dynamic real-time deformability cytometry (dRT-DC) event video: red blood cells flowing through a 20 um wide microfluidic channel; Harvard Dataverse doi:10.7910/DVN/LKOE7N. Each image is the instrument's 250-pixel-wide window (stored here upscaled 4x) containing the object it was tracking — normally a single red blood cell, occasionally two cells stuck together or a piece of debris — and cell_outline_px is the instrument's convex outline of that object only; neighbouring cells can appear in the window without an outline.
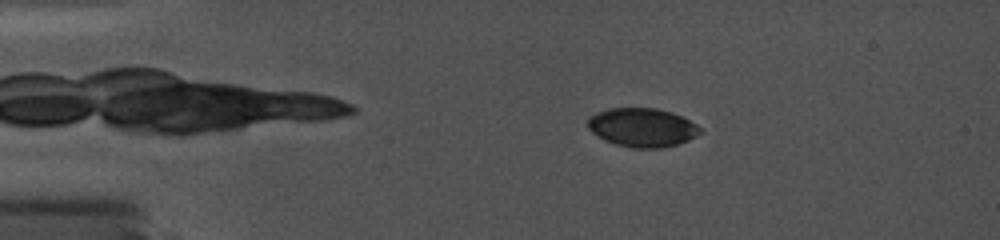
{"species": "common noctule bat (a hibernating species)", "species_latin": "Nyctalus noctula", "temperature_condition": "cold", "stored_images_in_passage": 38, "camera_frame_rate_fps": 5000, "um_per_image_px": 0.085, "animal": {"sex": "female", "body_mass_g": 19.0, "forearm_length_mm": 56.7}, "frame": {"image": 1, "passage_image": 8, "time_ms": 2.8, "image_size_px": [1000, 240], "cell_outline_px": [[704, 132], [688, 140], [676, 144], [660, 148], [632, 148], [616, 144], [604, 140], [592, 132], [588, 128], [588, 116], [596, 112], [608, 108], [656, 108], [672, 112], [696, 124]], "centroid_in_image_um": [54.57, 10.83], "position_along_channel_um": 30.4, "area_um2": 25.43}}
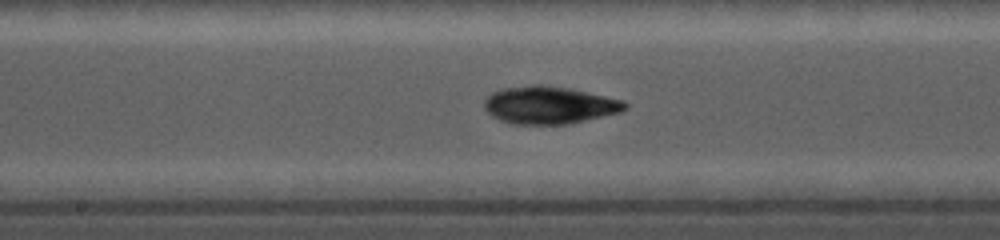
{"frame": {"image": 2, "passage_image": 23, "time_ms": 9.0, "image_size_px": [1000, 240], "cell_outline_px": [[628, 108], [620, 112], [568, 124], [512, 124], [500, 120], [492, 116], [484, 108], [484, 100], [492, 92], [504, 88], [536, 84], [540, 84], [568, 88], [624, 100], [628, 104]], "centroid_in_image_um": [46.68, 8.93], "position_along_channel_um": 201.5, "area_um2": 30.69}}
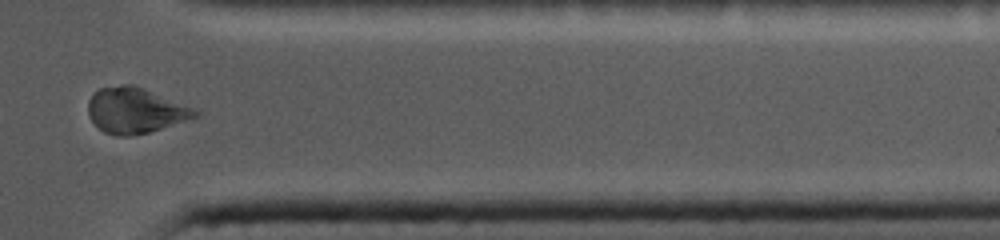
{"frame": {"image": 3, "passage_image": 34, "time_ms": 14.2, "image_size_px": [1000, 240], "cell_outline_px": [[200, 116], [148, 132], [128, 136], [116, 136], [104, 132], [92, 120], [88, 112], [88, 100], [100, 88], [120, 84], [132, 84], [144, 88], [192, 108], [200, 112]], "centroid_in_image_um": [11.48, 9.38], "position_along_channel_um": 399.9, "area_um2": 27.98}}